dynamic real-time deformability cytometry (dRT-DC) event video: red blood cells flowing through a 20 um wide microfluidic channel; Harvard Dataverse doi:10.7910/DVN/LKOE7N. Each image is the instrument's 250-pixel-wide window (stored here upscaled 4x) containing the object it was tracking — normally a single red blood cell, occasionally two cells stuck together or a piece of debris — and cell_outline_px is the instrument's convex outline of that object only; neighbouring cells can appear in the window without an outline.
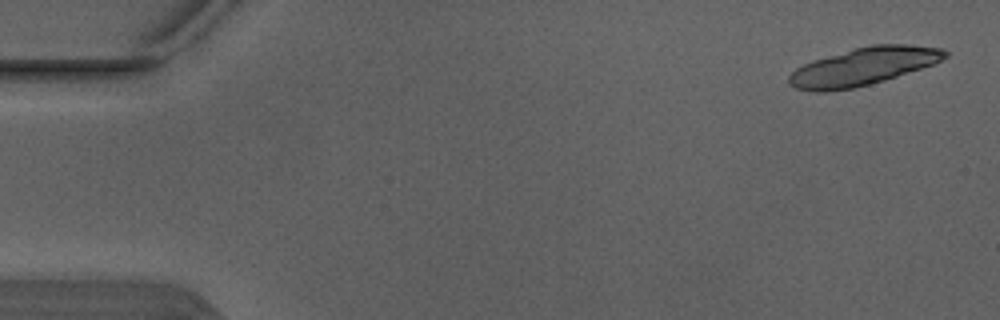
{"species": "Egyptian fruit bat (a non-hibernating species)", "species_latin": "Rousettus aegyptiacus", "temperature_condition": "warm", "stored_images_in_passage": 4, "camera_frame_rate_fps": 3000, "um_per_image_px": 0.085, "animal": {"sex": "male"}, "frame": {"image": 1, "passage_image": 1, "time_ms": 0.0, "image_size_px": [1000, 320], "cell_outline_px": [[948, 56], [932, 64], [884, 80], [852, 88], [824, 92], [816, 92], [796, 88], [788, 84], [788, 76], [796, 68], [812, 60], [856, 48], [872, 44], [908, 44], [944, 48], [948, 52]], "centroid_in_image_um": [73.36, 5.64], "position_along_channel_um": 11.6, "area_um2": 33.93}}